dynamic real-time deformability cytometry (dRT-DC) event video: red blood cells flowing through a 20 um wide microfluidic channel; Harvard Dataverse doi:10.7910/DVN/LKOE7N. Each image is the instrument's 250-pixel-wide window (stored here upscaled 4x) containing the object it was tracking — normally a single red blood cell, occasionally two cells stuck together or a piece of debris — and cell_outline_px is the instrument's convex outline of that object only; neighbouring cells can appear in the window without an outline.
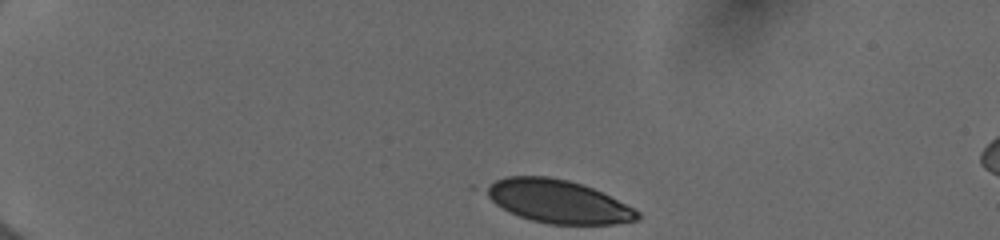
{"species": "human", "species_latin": "Homo sapiens", "temperature_condition": "cold", "stored_images_in_passage": 42, "camera_frame_rate_fps": 3000, "um_per_image_px": 0.085, "donor": {"sex": "female"}, "frame": {"image": 1, "passage_image": 1, "time_ms": 0.0, "image_size_px": [1000, 240], "cell_outline_px": [[640, 216], [636, 220], [616, 224], [548, 224], [532, 220], [508, 212], [496, 204], [480, 188], [504, 176], [548, 176], [568, 180], [584, 184], [640, 212]], "centroid_in_image_um": [47.36, 17.11], "position_along_channel_um": 37.6, "area_um2": 37.86}}
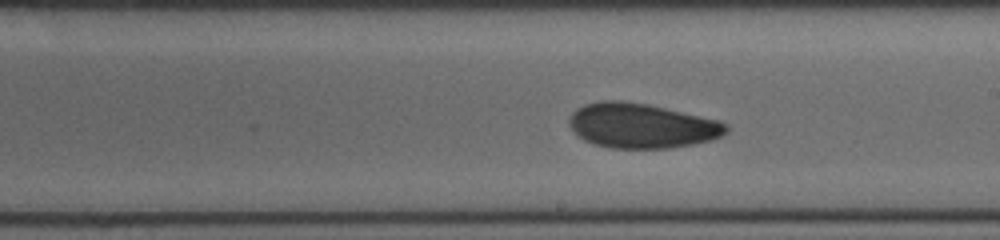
{"frame": {"image": 2, "passage_image": 22, "time_ms": 7.0, "image_size_px": [1000, 240], "cell_outline_px": [[728, 132], [712, 140], [672, 148], [608, 148], [584, 140], [576, 136], [568, 124], [568, 120], [572, 112], [576, 108], [584, 104], [600, 100], [620, 100], [648, 104], [720, 120], [728, 124]], "centroid_in_image_um": [54.52, 10.68], "position_along_channel_um": 234.5, "area_um2": 41.38}}
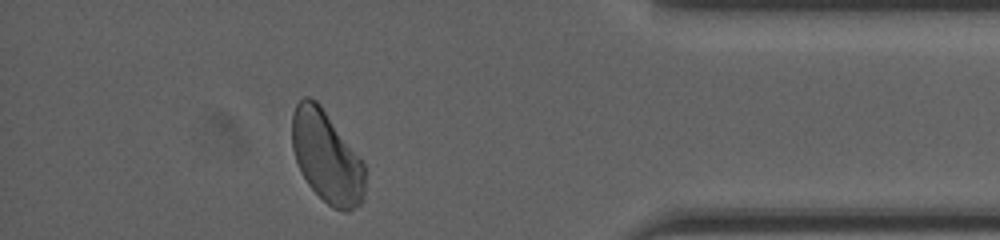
{"frame": {"image": 3, "passage_image": 37, "time_ms": 12.0, "image_size_px": [1000, 240], "cell_outline_px": [[364, 200], [360, 204], [348, 212], [344, 212], [332, 208], [308, 184], [296, 160], [292, 148], [292, 116], [296, 104], [304, 96], [308, 96], [316, 100], [320, 104], [364, 164]], "centroid_in_image_um": [27.76, 13.34], "position_along_channel_um": 407.4, "area_um2": 38.61}, "authors_computed_cell_mechanics": {"area_um2": 39.6219, "velocity_mm_per_s": 3.9654, "shape_relaxation_time_tau1_ms": 4.7315, "shape_relaxation_time_tau2_ms": 2.5517, "deformation_change_tau1": 0.1233, "deformation_change_tau2": 0.0748}}